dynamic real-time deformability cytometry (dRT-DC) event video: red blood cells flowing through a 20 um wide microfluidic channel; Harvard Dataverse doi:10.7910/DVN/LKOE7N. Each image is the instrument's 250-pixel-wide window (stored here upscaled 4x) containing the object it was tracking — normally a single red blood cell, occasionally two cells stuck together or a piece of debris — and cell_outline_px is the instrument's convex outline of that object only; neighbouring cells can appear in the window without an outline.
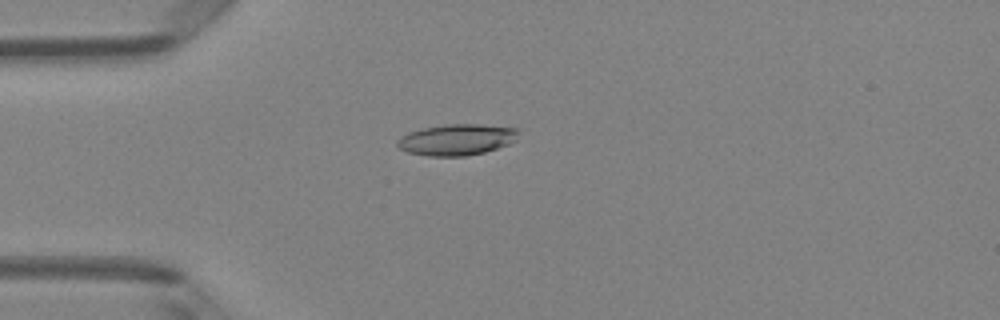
{"species": "Egyptian fruit bat (a non-hibernating species)", "species_latin": "Rousettus aegyptiacus", "temperature_condition": "room temperature", "stored_images_in_passage": 5, "camera_frame_rate_fps": 3000, "um_per_image_px": 0.085, "animal": {"sex": "female"}, "frame": {"image": 1, "passage_image": 4, "time_ms": 1.0, "image_size_px": [1000, 320], "cell_outline_px": [[520, 132], [516, 140], [508, 144], [484, 152], [464, 156], [428, 156], [408, 152], [400, 148], [396, 144], [396, 140], [408, 132], [424, 128], [448, 124], [480, 124], [520, 128]], "centroid_in_image_um": [38.85, 11.86], "position_along_channel_um": 46.2, "area_um2": 22.02}}